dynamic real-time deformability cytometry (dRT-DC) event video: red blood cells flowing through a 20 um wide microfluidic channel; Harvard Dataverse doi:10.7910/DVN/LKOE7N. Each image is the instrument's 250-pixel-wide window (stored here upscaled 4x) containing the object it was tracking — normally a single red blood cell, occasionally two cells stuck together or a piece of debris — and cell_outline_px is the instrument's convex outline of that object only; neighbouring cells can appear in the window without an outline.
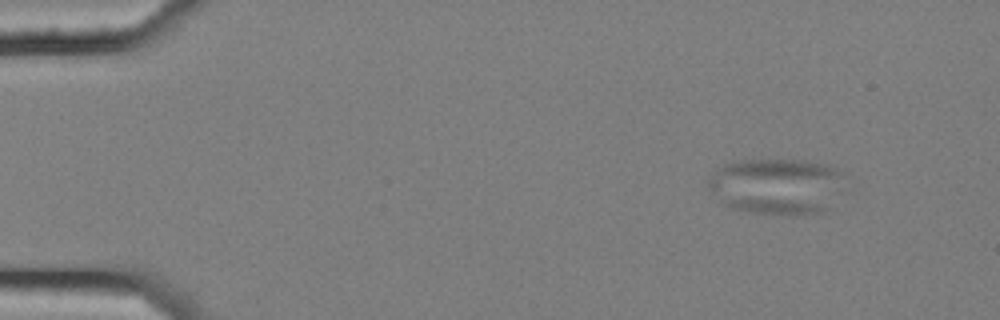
{"species": "common noctule bat (a hibernating species)", "species_latin": "Nyctalus noctula", "temperature_condition": "cold", "stored_images_in_passage": 4, "camera_frame_rate_fps": 3000, "um_per_image_px": 0.085, "animal": {"sex": "female", "body_mass_g": 25.1}, "frame": {"image": 1, "passage_image": 1, "time_ms": 0.0, "image_size_px": [1000, 320], "cell_outline_px": [[844, 172], [828, 208], [824, 212], [792, 216], [756, 212], [736, 208], [724, 204], [708, 188], [708, 180], [716, 168], [724, 164], [740, 160], [808, 160], [828, 164]], "centroid_in_image_um": [65.99, 15.81], "position_along_channel_um": 19.0, "area_um2": 44.22}}